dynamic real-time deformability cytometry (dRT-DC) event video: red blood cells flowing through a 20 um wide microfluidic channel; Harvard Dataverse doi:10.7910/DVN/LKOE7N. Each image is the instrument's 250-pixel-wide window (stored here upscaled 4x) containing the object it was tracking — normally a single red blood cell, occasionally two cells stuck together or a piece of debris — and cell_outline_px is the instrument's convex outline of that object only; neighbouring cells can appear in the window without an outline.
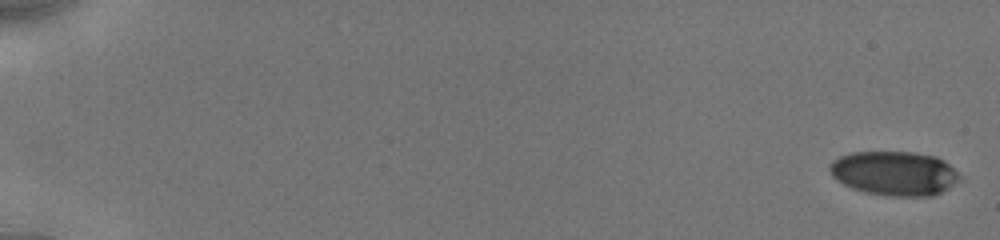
{"species": "human", "species_latin": "Homo sapiens", "temperature_condition": "cold", "stored_images_in_passage": 13, "camera_frame_rate_fps": 3000, "um_per_image_px": 0.085, "donor": {"sex": "male"}, "frame": {"image": 1, "passage_image": 1, "time_ms": 0.0, "image_size_px": [1000, 240], "cell_outline_px": [[960, 176], [948, 188], [932, 196], [888, 196], [868, 192], [852, 188], [836, 180], [832, 176], [828, 168], [828, 164], [832, 160], [840, 156], [852, 152], [916, 152], [936, 156], [944, 160]], "centroid_in_image_um": [75.97, 14.72], "position_along_channel_um": 9.0, "area_um2": 33.41}}
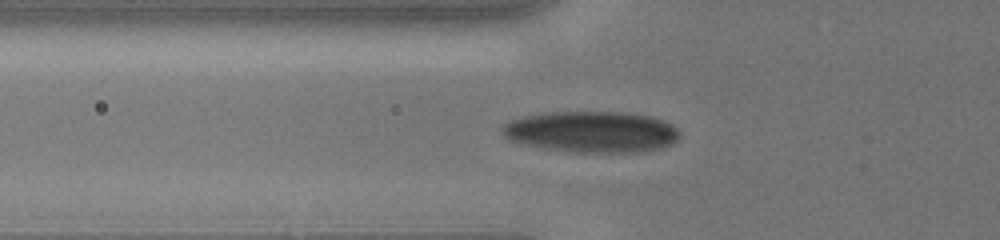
{"frame": {"image": 2, "passage_image": 11, "time_ms": 6.667, "image_size_px": [1000, 240], "cell_outline_px": [[680, 136], [672, 144], [660, 148], [640, 152], [572, 152], [548, 148], [508, 140], [500, 132], [500, 124], [508, 120], [520, 116], [540, 112], [620, 112], [648, 116], [664, 120], [672, 124], [680, 132]], "centroid_in_image_um": [50.23, 11.19], "position_along_channel_um": 75.6, "area_um2": 42.95}}
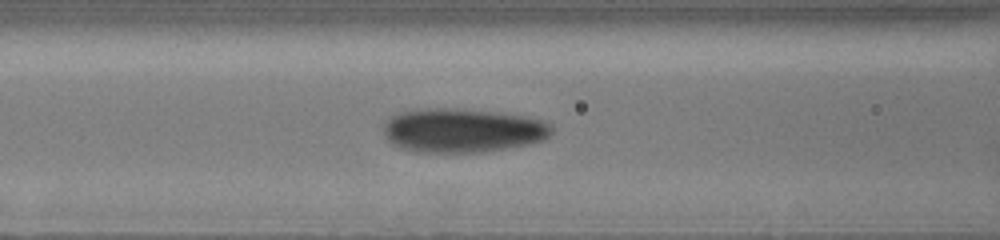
{"frame": {"image": 3, "passage_image": 13, "time_ms": 8.0, "image_size_px": [1000, 240], "cell_outline_px": [[552, 132], [544, 140], [532, 144], [484, 152], [416, 152], [400, 148], [392, 144], [384, 136], [384, 120], [400, 112], [424, 108], [456, 108], [496, 112], [524, 116], [544, 120], [552, 124]], "centroid_in_image_um": [39.32, 11.09], "position_along_channel_um": 127.3, "area_um2": 43.64}}